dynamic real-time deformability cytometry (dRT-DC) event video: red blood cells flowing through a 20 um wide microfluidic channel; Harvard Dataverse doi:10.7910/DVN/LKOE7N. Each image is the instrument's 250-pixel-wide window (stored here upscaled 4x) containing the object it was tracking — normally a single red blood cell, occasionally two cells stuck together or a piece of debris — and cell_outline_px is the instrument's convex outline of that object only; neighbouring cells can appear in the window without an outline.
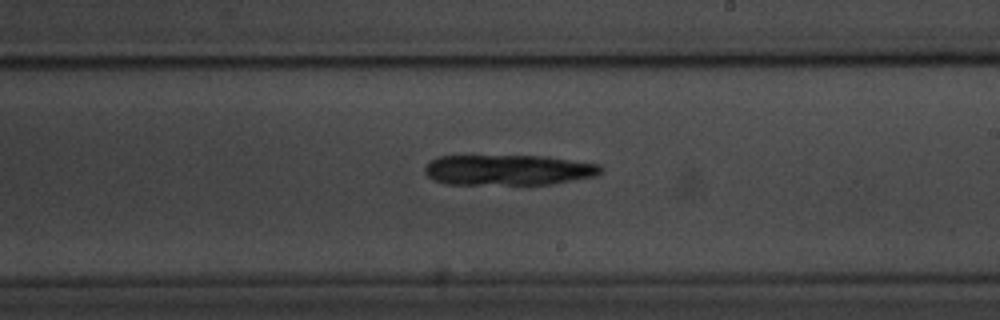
{"species": "common noctule bat (a hibernating species)", "species_latin": "Nyctalus noctula", "temperature_condition": "room temperature", "stored_images_in_passage": 39, "camera_frame_rate_fps": 3000, "um_per_image_px": 0.085, "animal": {"sex": "male", "body_mass_g": 20.1, "forearm_length_mm": 53.5}, "frame": {"image": 1, "passage_image": 16, "time_ms": 5.0, "image_size_px": [1000, 320], "cell_outline_px": [[604, 168], [596, 176], [552, 184], [448, 184], [432, 180], [424, 172], [424, 168], [436, 156], [548, 156], [600, 164]], "centroid_in_image_um": [43.23, 14.44], "position_along_channel_um": 245.8, "area_um2": 31.44}}
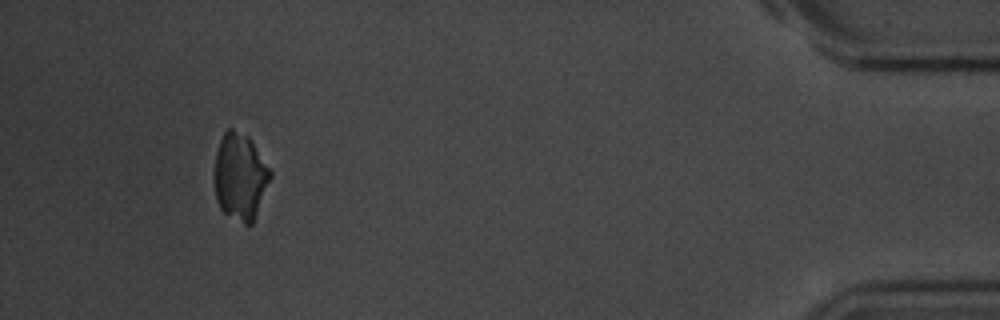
{"frame": {"image": 2, "passage_image": 35, "time_ms": 11.333, "image_size_px": [1000, 320], "cell_outline_px": [[272, 176], [252, 224], [244, 224], [224, 212], [220, 208], [216, 200], [212, 176], [216, 152], [220, 140], [224, 132], [228, 128], [232, 128], [248, 136], [272, 172]], "centroid_in_image_um": [20.37, 15.0], "position_along_channel_um": 414.8, "area_um2": 28.44}}